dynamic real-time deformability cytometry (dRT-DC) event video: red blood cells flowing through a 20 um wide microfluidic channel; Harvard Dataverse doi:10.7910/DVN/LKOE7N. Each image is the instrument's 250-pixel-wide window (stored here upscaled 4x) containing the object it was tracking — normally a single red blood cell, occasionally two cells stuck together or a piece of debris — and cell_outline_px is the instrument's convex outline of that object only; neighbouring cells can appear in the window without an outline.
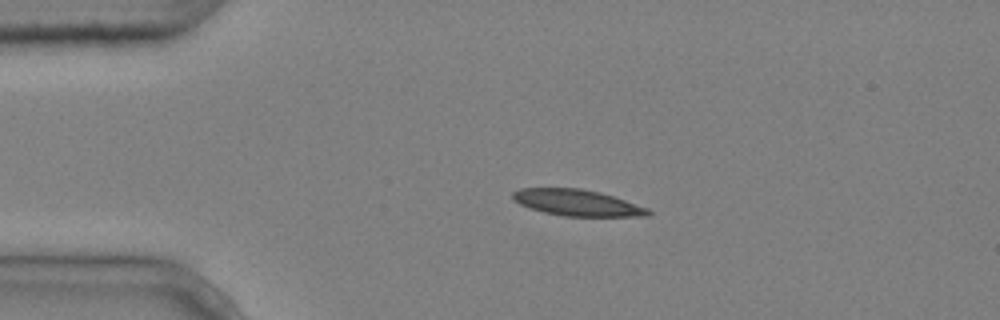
{"species": "common noctule bat (a hibernating species)", "species_latin": "Nyctalus noctula", "temperature_condition": "cold", "stored_images_in_passage": 3, "camera_frame_rate_fps": 3000, "um_per_image_px": 0.085, "animal": {"sex": "male", "body_mass_g": 20.4}, "frame": {"image": 1, "passage_image": 2, "time_ms": 0.333, "image_size_px": [1000, 320], "cell_outline_px": [[652, 212], [648, 216], [564, 216], [544, 212], [520, 204], [512, 200], [512, 192], [520, 188], [580, 188], [600, 192], [648, 208]], "centroid_in_image_um": [49.04, 17.22], "position_along_channel_um": 36.0, "area_um2": 20.58}}